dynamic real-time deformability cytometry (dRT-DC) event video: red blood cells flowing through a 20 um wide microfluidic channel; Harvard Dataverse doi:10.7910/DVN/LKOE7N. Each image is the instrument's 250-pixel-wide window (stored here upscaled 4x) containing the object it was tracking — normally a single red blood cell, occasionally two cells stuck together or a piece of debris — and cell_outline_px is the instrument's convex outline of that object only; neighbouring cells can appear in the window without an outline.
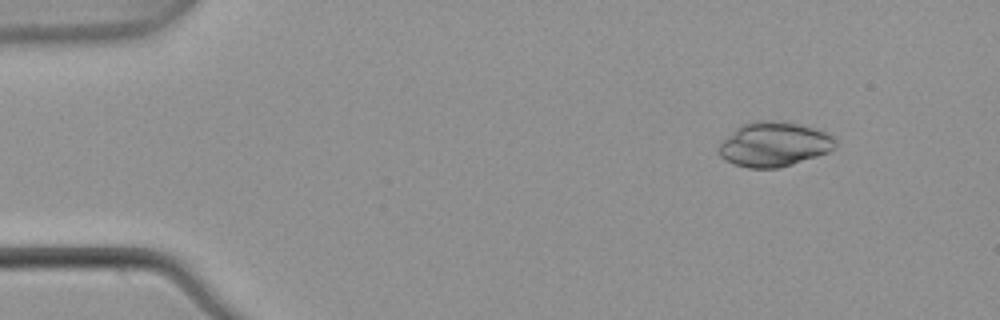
{"species": "common noctule bat (a hibernating species)", "species_latin": "Nyctalus noctula", "temperature_condition": "warm", "stored_images_in_passage": 5, "segment_of_instrument_passage": [2, 2], "camera_frame_rate_fps": 3000, "um_per_image_px": 0.085, "animal": {"sex": "male", "body_mass_g": 21.5, "forearm_length_mm": 52.0}, "frame": {"image": 1, "passage_image": 5, "time_ms": 1.333, "image_size_px": [1000, 320], "cell_outline_px": [[836, 144], [828, 152], [780, 168], [748, 168], [732, 164], [724, 160], [720, 156], [720, 140], [740, 124], [752, 120], [784, 120], [816, 128], [828, 132], [836, 140]], "centroid_in_image_um": [65.76, 12.24], "position_along_channel_um": 19.2, "area_um2": 30.81}}